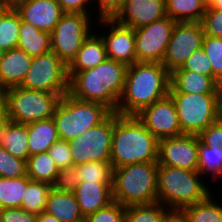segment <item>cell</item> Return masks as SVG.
<instances>
[{
  "instance_id": "1",
  "label": "cell",
  "mask_w": 222,
  "mask_h": 222,
  "mask_svg": "<svg viewBox=\"0 0 222 222\" xmlns=\"http://www.w3.org/2000/svg\"><path fill=\"white\" fill-rule=\"evenodd\" d=\"M170 72L162 63L136 62L127 66L124 89L116 112L136 115L169 94Z\"/></svg>"
},
{
  "instance_id": "2",
  "label": "cell",
  "mask_w": 222,
  "mask_h": 222,
  "mask_svg": "<svg viewBox=\"0 0 222 222\" xmlns=\"http://www.w3.org/2000/svg\"><path fill=\"white\" fill-rule=\"evenodd\" d=\"M159 140L136 115L114 112L111 165L114 168L137 163H158Z\"/></svg>"
},
{
  "instance_id": "3",
  "label": "cell",
  "mask_w": 222,
  "mask_h": 222,
  "mask_svg": "<svg viewBox=\"0 0 222 222\" xmlns=\"http://www.w3.org/2000/svg\"><path fill=\"white\" fill-rule=\"evenodd\" d=\"M206 183L198 171L158 164L157 198L169 210H182L206 199L212 193Z\"/></svg>"
},
{
  "instance_id": "4",
  "label": "cell",
  "mask_w": 222,
  "mask_h": 222,
  "mask_svg": "<svg viewBox=\"0 0 222 222\" xmlns=\"http://www.w3.org/2000/svg\"><path fill=\"white\" fill-rule=\"evenodd\" d=\"M158 163H137L113 169L112 196L124 207L151 204L157 198Z\"/></svg>"
},
{
  "instance_id": "5",
  "label": "cell",
  "mask_w": 222,
  "mask_h": 222,
  "mask_svg": "<svg viewBox=\"0 0 222 222\" xmlns=\"http://www.w3.org/2000/svg\"><path fill=\"white\" fill-rule=\"evenodd\" d=\"M111 113L101 103L79 100L66 93L57 104L53 119L59 139L72 141L103 122Z\"/></svg>"
},
{
  "instance_id": "6",
  "label": "cell",
  "mask_w": 222,
  "mask_h": 222,
  "mask_svg": "<svg viewBox=\"0 0 222 222\" xmlns=\"http://www.w3.org/2000/svg\"><path fill=\"white\" fill-rule=\"evenodd\" d=\"M10 121L28 124L53 118L60 94L30 90L21 86L3 91Z\"/></svg>"
},
{
  "instance_id": "7",
  "label": "cell",
  "mask_w": 222,
  "mask_h": 222,
  "mask_svg": "<svg viewBox=\"0 0 222 222\" xmlns=\"http://www.w3.org/2000/svg\"><path fill=\"white\" fill-rule=\"evenodd\" d=\"M183 134L199 135L219 119L222 95L169 93Z\"/></svg>"
},
{
  "instance_id": "8",
  "label": "cell",
  "mask_w": 222,
  "mask_h": 222,
  "mask_svg": "<svg viewBox=\"0 0 222 222\" xmlns=\"http://www.w3.org/2000/svg\"><path fill=\"white\" fill-rule=\"evenodd\" d=\"M92 16L82 13H64L50 33L51 51L67 66L75 58L82 43L90 36Z\"/></svg>"
},
{
  "instance_id": "9",
  "label": "cell",
  "mask_w": 222,
  "mask_h": 222,
  "mask_svg": "<svg viewBox=\"0 0 222 222\" xmlns=\"http://www.w3.org/2000/svg\"><path fill=\"white\" fill-rule=\"evenodd\" d=\"M21 87L63 96L69 92L68 66L52 51L34 57Z\"/></svg>"
},
{
  "instance_id": "10",
  "label": "cell",
  "mask_w": 222,
  "mask_h": 222,
  "mask_svg": "<svg viewBox=\"0 0 222 222\" xmlns=\"http://www.w3.org/2000/svg\"><path fill=\"white\" fill-rule=\"evenodd\" d=\"M113 130L114 112L100 124L88 129L80 137L69 141L73 165L87 162L111 163Z\"/></svg>"
},
{
  "instance_id": "11",
  "label": "cell",
  "mask_w": 222,
  "mask_h": 222,
  "mask_svg": "<svg viewBox=\"0 0 222 222\" xmlns=\"http://www.w3.org/2000/svg\"><path fill=\"white\" fill-rule=\"evenodd\" d=\"M175 23L166 16L134 29L137 62H162Z\"/></svg>"
},
{
  "instance_id": "12",
  "label": "cell",
  "mask_w": 222,
  "mask_h": 222,
  "mask_svg": "<svg viewBox=\"0 0 222 222\" xmlns=\"http://www.w3.org/2000/svg\"><path fill=\"white\" fill-rule=\"evenodd\" d=\"M204 30L201 22H176L162 64L171 73L203 45Z\"/></svg>"
},
{
  "instance_id": "13",
  "label": "cell",
  "mask_w": 222,
  "mask_h": 222,
  "mask_svg": "<svg viewBox=\"0 0 222 222\" xmlns=\"http://www.w3.org/2000/svg\"><path fill=\"white\" fill-rule=\"evenodd\" d=\"M136 117L158 140L182 135L176 106L169 94L143 108Z\"/></svg>"
},
{
  "instance_id": "14",
  "label": "cell",
  "mask_w": 222,
  "mask_h": 222,
  "mask_svg": "<svg viewBox=\"0 0 222 222\" xmlns=\"http://www.w3.org/2000/svg\"><path fill=\"white\" fill-rule=\"evenodd\" d=\"M69 94L76 99L98 102L116 112L119 100L101 83L100 64L80 72H68Z\"/></svg>"
},
{
  "instance_id": "15",
  "label": "cell",
  "mask_w": 222,
  "mask_h": 222,
  "mask_svg": "<svg viewBox=\"0 0 222 222\" xmlns=\"http://www.w3.org/2000/svg\"><path fill=\"white\" fill-rule=\"evenodd\" d=\"M198 135L183 134L159 140L158 164L198 171Z\"/></svg>"
},
{
  "instance_id": "16",
  "label": "cell",
  "mask_w": 222,
  "mask_h": 222,
  "mask_svg": "<svg viewBox=\"0 0 222 222\" xmlns=\"http://www.w3.org/2000/svg\"><path fill=\"white\" fill-rule=\"evenodd\" d=\"M97 22L100 28L107 27L108 32L104 33L101 30L100 34L104 41L107 58L123 62L127 66L136 63L134 29L118 23L115 19H97Z\"/></svg>"
},
{
  "instance_id": "17",
  "label": "cell",
  "mask_w": 222,
  "mask_h": 222,
  "mask_svg": "<svg viewBox=\"0 0 222 222\" xmlns=\"http://www.w3.org/2000/svg\"><path fill=\"white\" fill-rule=\"evenodd\" d=\"M166 16L165 0H125L123 9L114 19L136 29Z\"/></svg>"
},
{
  "instance_id": "18",
  "label": "cell",
  "mask_w": 222,
  "mask_h": 222,
  "mask_svg": "<svg viewBox=\"0 0 222 222\" xmlns=\"http://www.w3.org/2000/svg\"><path fill=\"white\" fill-rule=\"evenodd\" d=\"M15 9L21 19L37 29L51 33L64 14L57 0H28L18 4Z\"/></svg>"
},
{
  "instance_id": "19",
  "label": "cell",
  "mask_w": 222,
  "mask_h": 222,
  "mask_svg": "<svg viewBox=\"0 0 222 222\" xmlns=\"http://www.w3.org/2000/svg\"><path fill=\"white\" fill-rule=\"evenodd\" d=\"M169 93L222 95L219 82L198 72L175 69L170 73Z\"/></svg>"
},
{
  "instance_id": "20",
  "label": "cell",
  "mask_w": 222,
  "mask_h": 222,
  "mask_svg": "<svg viewBox=\"0 0 222 222\" xmlns=\"http://www.w3.org/2000/svg\"><path fill=\"white\" fill-rule=\"evenodd\" d=\"M74 195L85 218L113 202L112 182H80Z\"/></svg>"
},
{
  "instance_id": "21",
  "label": "cell",
  "mask_w": 222,
  "mask_h": 222,
  "mask_svg": "<svg viewBox=\"0 0 222 222\" xmlns=\"http://www.w3.org/2000/svg\"><path fill=\"white\" fill-rule=\"evenodd\" d=\"M32 59L26 52L18 48L5 51L0 61V88L2 91L22 85Z\"/></svg>"
},
{
  "instance_id": "22",
  "label": "cell",
  "mask_w": 222,
  "mask_h": 222,
  "mask_svg": "<svg viewBox=\"0 0 222 222\" xmlns=\"http://www.w3.org/2000/svg\"><path fill=\"white\" fill-rule=\"evenodd\" d=\"M99 34L100 31L98 29L96 33L94 30L82 43L75 58L68 65V72H80L92 69L107 58L104 41Z\"/></svg>"
},
{
  "instance_id": "23",
  "label": "cell",
  "mask_w": 222,
  "mask_h": 222,
  "mask_svg": "<svg viewBox=\"0 0 222 222\" xmlns=\"http://www.w3.org/2000/svg\"><path fill=\"white\" fill-rule=\"evenodd\" d=\"M46 213L55 216L60 222H84L74 193L51 189L45 206Z\"/></svg>"
},
{
  "instance_id": "24",
  "label": "cell",
  "mask_w": 222,
  "mask_h": 222,
  "mask_svg": "<svg viewBox=\"0 0 222 222\" xmlns=\"http://www.w3.org/2000/svg\"><path fill=\"white\" fill-rule=\"evenodd\" d=\"M29 156L47 152L59 140L53 118L33 121L27 124Z\"/></svg>"
},
{
  "instance_id": "25",
  "label": "cell",
  "mask_w": 222,
  "mask_h": 222,
  "mask_svg": "<svg viewBox=\"0 0 222 222\" xmlns=\"http://www.w3.org/2000/svg\"><path fill=\"white\" fill-rule=\"evenodd\" d=\"M27 124L9 121L0 133V146L16 158H29Z\"/></svg>"
},
{
  "instance_id": "26",
  "label": "cell",
  "mask_w": 222,
  "mask_h": 222,
  "mask_svg": "<svg viewBox=\"0 0 222 222\" xmlns=\"http://www.w3.org/2000/svg\"><path fill=\"white\" fill-rule=\"evenodd\" d=\"M17 48L32 58L51 51L50 33L37 29L21 19Z\"/></svg>"
},
{
  "instance_id": "27",
  "label": "cell",
  "mask_w": 222,
  "mask_h": 222,
  "mask_svg": "<svg viewBox=\"0 0 222 222\" xmlns=\"http://www.w3.org/2000/svg\"><path fill=\"white\" fill-rule=\"evenodd\" d=\"M206 8L203 0H165L166 15L176 22H201Z\"/></svg>"
},
{
  "instance_id": "28",
  "label": "cell",
  "mask_w": 222,
  "mask_h": 222,
  "mask_svg": "<svg viewBox=\"0 0 222 222\" xmlns=\"http://www.w3.org/2000/svg\"><path fill=\"white\" fill-rule=\"evenodd\" d=\"M198 172L205 178L209 175L213 185L222 180V150L220 146H206L199 140L198 146ZM220 179V180H219ZM216 184V185H215Z\"/></svg>"
},
{
  "instance_id": "29",
  "label": "cell",
  "mask_w": 222,
  "mask_h": 222,
  "mask_svg": "<svg viewBox=\"0 0 222 222\" xmlns=\"http://www.w3.org/2000/svg\"><path fill=\"white\" fill-rule=\"evenodd\" d=\"M27 175L31 180L53 185L59 169L48 152L29 156L26 161Z\"/></svg>"
},
{
  "instance_id": "30",
  "label": "cell",
  "mask_w": 222,
  "mask_h": 222,
  "mask_svg": "<svg viewBox=\"0 0 222 222\" xmlns=\"http://www.w3.org/2000/svg\"><path fill=\"white\" fill-rule=\"evenodd\" d=\"M213 198V199H212ZM210 194L206 199L183 208L189 222H222V205Z\"/></svg>"
},
{
  "instance_id": "31",
  "label": "cell",
  "mask_w": 222,
  "mask_h": 222,
  "mask_svg": "<svg viewBox=\"0 0 222 222\" xmlns=\"http://www.w3.org/2000/svg\"><path fill=\"white\" fill-rule=\"evenodd\" d=\"M127 65L123 62L106 58L100 64L101 83L119 100L121 98Z\"/></svg>"
},
{
  "instance_id": "32",
  "label": "cell",
  "mask_w": 222,
  "mask_h": 222,
  "mask_svg": "<svg viewBox=\"0 0 222 222\" xmlns=\"http://www.w3.org/2000/svg\"><path fill=\"white\" fill-rule=\"evenodd\" d=\"M29 180L28 175L18 178L0 177V209L21 208Z\"/></svg>"
},
{
  "instance_id": "33",
  "label": "cell",
  "mask_w": 222,
  "mask_h": 222,
  "mask_svg": "<svg viewBox=\"0 0 222 222\" xmlns=\"http://www.w3.org/2000/svg\"><path fill=\"white\" fill-rule=\"evenodd\" d=\"M20 25V14L9 7L0 18V47L5 51L17 48Z\"/></svg>"
},
{
  "instance_id": "34",
  "label": "cell",
  "mask_w": 222,
  "mask_h": 222,
  "mask_svg": "<svg viewBox=\"0 0 222 222\" xmlns=\"http://www.w3.org/2000/svg\"><path fill=\"white\" fill-rule=\"evenodd\" d=\"M51 189L50 184L30 179L23 194L21 209L34 214L43 213Z\"/></svg>"
},
{
  "instance_id": "35",
  "label": "cell",
  "mask_w": 222,
  "mask_h": 222,
  "mask_svg": "<svg viewBox=\"0 0 222 222\" xmlns=\"http://www.w3.org/2000/svg\"><path fill=\"white\" fill-rule=\"evenodd\" d=\"M169 209L160 202L125 207V222H164Z\"/></svg>"
},
{
  "instance_id": "36",
  "label": "cell",
  "mask_w": 222,
  "mask_h": 222,
  "mask_svg": "<svg viewBox=\"0 0 222 222\" xmlns=\"http://www.w3.org/2000/svg\"><path fill=\"white\" fill-rule=\"evenodd\" d=\"M80 182H112L113 167L111 163L87 162L76 165Z\"/></svg>"
},
{
  "instance_id": "37",
  "label": "cell",
  "mask_w": 222,
  "mask_h": 222,
  "mask_svg": "<svg viewBox=\"0 0 222 222\" xmlns=\"http://www.w3.org/2000/svg\"><path fill=\"white\" fill-rule=\"evenodd\" d=\"M202 47L210 61L212 77L220 83L222 81V38L205 35Z\"/></svg>"
},
{
  "instance_id": "38",
  "label": "cell",
  "mask_w": 222,
  "mask_h": 222,
  "mask_svg": "<svg viewBox=\"0 0 222 222\" xmlns=\"http://www.w3.org/2000/svg\"><path fill=\"white\" fill-rule=\"evenodd\" d=\"M27 175L26 161L12 156L0 146V177L18 178Z\"/></svg>"
},
{
  "instance_id": "39",
  "label": "cell",
  "mask_w": 222,
  "mask_h": 222,
  "mask_svg": "<svg viewBox=\"0 0 222 222\" xmlns=\"http://www.w3.org/2000/svg\"><path fill=\"white\" fill-rule=\"evenodd\" d=\"M84 222H125V207L113 201L84 218Z\"/></svg>"
},
{
  "instance_id": "40",
  "label": "cell",
  "mask_w": 222,
  "mask_h": 222,
  "mask_svg": "<svg viewBox=\"0 0 222 222\" xmlns=\"http://www.w3.org/2000/svg\"><path fill=\"white\" fill-rule=\"evenodd\" d=\"M79 183L77 167L73 165L59 169L52 188L61 192L74 193Z\"/></svg>"
},
{
  "instance_id": "41",
  "label": "cell",
  "mask_w": 222,
  "mask_h": 222,
  "mask_svg": "<svg viewBox=\"0 0 222 222\" xmlns=\"http://www.w3.org/2000/svg\"><path fill=\"white\" fill-rule=\"evenodd\" d=\"M177 69H184L212 77V67L203 47L195 50L192 55Z\"/></svg>"
},
{
  "instance_id": "42",
  "label": "cell",
  "mask_w": 222,
  "mask_h": 222,
  "mask_svg": "<svg viewBox=\"0 0 222 222\" xmlns=\"http://www.w3.org/2000/svg\"><path fill=\"white\" fill-rule=\"evenodd\" d=\"M47 152L58 169L73 166L69 141L59 139L48 149Z\"/></svg>"
},
{
  "instance_id": "43",
  "label": "cell",
  "mask_w": 222,
  "mask_h": 222,
  "mask_svg": "<svg viewBox=\"0 0 222 222\" xmlns=\"http://www.w3.org/2000/svg\"><path fill=\"white\" fill-rule=\"evenodd\" d=\"M201 24L205 35L222 38V10L206 9Z\"/></svg>"
},
{
  "instance_id": "44",
  "label": "cell",
  "mask_w": 222,
  "mask_h": 222,
  "mask_svg": "<svg viewBox=\"0 0 222 222\" xmlns=\"http://www.w3.org/2000/svg\"><path fill=\"white\" fill-rule=\"evenodd\" d=\"M96 2V4H94ZM125 0H93V6L98 13L96 19H114L123 9Z\"/></svg>"
},
{
  "instance_id": "45",
  "label": "cell",
  "mask_w": 222,
  "mask_h": 222,
  "mask_svg": "<svg viewBox=\"0 0 222 222\" xmlns=\"http://www.w3.org/2000/svg\"><path fill=\"white\" fill-rule=\"evenodd\" d=\"M199 140L206 146H220L222 150V121L218 119L199 135Z\"/></svg>"
},
{
  "instance_id": "46",
  "label": "cell",
  "mask_w": 222,
  "mask_h": 222,
  "mask_svg": "<svg viewBox=\"0 0 222 222\" xmlns=\"http://www.w3.org/2000/svg\"><path fill=\"white\" fill-rule=\"evenodd\" d=\"M3 222H36L37 214L30 213L21 208L0 209Z\"/></svg>"
},
{
  "instance_id": "47",
  "label": "cell",
  "mask_w": 222,
  "mask_h": 222,
  "mask_svg": "<svg viewBox=\"0 0 222 222\" xmlns=\"http://www.w3.org/2000/svg\"><path fill=\"white\" fill-rule=\"evenodd\" d=\"M57 2L60 4L61 9L64 13H82L87 15H94L95 12L91 13L92 11H89L92 8L91 7L93 3V0H57Z\"/></svg>"
},
{
  "instance_id": "48",
  "label": "cell",
  "mask_w": 222,
  "mask_h": 222,
  "mask_svg": "<svg viewBox=\"0 0 222 222\" xmlns=\"http://www.w3.org/2000/svg\"><path fill=\"white\" fill-rule=\"evenodd\" d=\"M9 121L10 119L8 116L7 102L4 95L2 94L0 96V133L4 130V127Z\"/></svg>"
},
{
  "instance_id": "49",
  "label": "cell",
  "mask_w": 222,
  "mask_h": 222,
  "mask_svg": "<svg viewBox=\"0 0 222 222\" xmlns=\"http://www.w3.org/2000/svg\"><path fill=\"white\" fill-rule=\"evenodd\" d=\"M164 222H189L181 210H169Z\"/></svg>"
},
{
  "instance_id": "50",
  "label": "cell",
  "mask_w": 222,
  "mask_h": 222,
  "mask_svg": "<svg viewBox=\"0 0 222 222\" xmlns=\"http://www.w3.org/2000/svg\"><path fill=\"white\" fill-rule=\"evenodd\" d=\"M36 222H60L55 216H52L46 212L37 214Z\"/></svg>"
},
{
  "instance_id": "51",
  "label": "cell",
  "mask_w": 222,
  "mask_h": 222,
  "mask_svg": "<svg viewBox=\"0 0 222 222\" xmlns=\"http://www.w3.org/2000/svg\"><path fill=\"white\" fill-rule=\"evenodd\" d=\"M206 9L222 10V0H214Z\"/></svg>"
},
{
  "instance_id": "52",
  "label": "cell",
  "mask_w": 222,
  "mask_h": 222,
  "mask_svg": "<svg viewBox=\"0 0 222 222\" xmlns=\"http://www.w3.org/2000/svg\"><path fill=\"white\" fill-rule=\"evenodd\" d=\"M9 7L10 5L7 0H0V18Z\"/></svg>"
},
{
  "instance_id": "53",
  "label": "cell",
  "mask_w": 222,
  "mask_h": 222,
  "mask_svg": "<svg viewBox=\"0 0 222 222\" xmlns=\"http://www.w3.org/2000/svg\"><path fill=\"white\" fill-rule=\"evenodd\" d=\"M7 1L9 3L10 7L15 8L18 4H21V3L26 2L28 0H7Z\"/></svg>"
},
{
  "instance_id": "54",
  "label": "cell",
  "mask_w": 222,
  "mask_h": 222,
  "mask_svg": "<svg viewBox=\"0 0 222 222\" xmlns=\"http://www.w3.org/2000/svg\"><path fill=\"white\" fill-rule=\"evenodd\" d=\"M219 119L222 121V97H221V101H220V115H219Z\"/></svg>"
},
{
  "instance_id": "55",
  "label": "cell",
  "mask_w": 222,
  "mask_h": 222,
  "mask_svg": "<svg viewBox=\"0 0 222 222\" xmlns=\"http://www.w3.org/2000/svg\"><path fill=\"white\" fill-rule=\"evenodd\" d=\"M5 50L0 47V61L3 58Z\"/></svg>"
},
{
  "instance_id": "56",
  "label": "cell",
  "mask_w": 222,
  "mask_h": 222,
  "mask_svg": "<svg viewBox=\"0 0 222 222\" xmlns=\"http://www.w3.org/2000/svg\"><path fill=\"white\" fill-rule=\"evenodd\" d=\"M206 6L208 7L214 0H203Z\"/></svg>"
},
{
  "instance_id": "57",
  "label": "cell",
  "mask_w": 222,
  "mask_h": 222,
  "mask_svg": "<svg viewBox=\"0 0 222 222\" xmlns=\"http://www.w3.org/2000/svg\"><path fill=\"white\" fill-rule=\"evenodd\" d=\"M220 90L222 91V81L219 83Z\"/></svg>"
},
{
  "instance_id": "58",
  "label": "cell",
  "mask_w": 222,
  "mask_h": 222,
  "mask_svg": "<svg viewBox=\"0 0 222 222\" xmlns=\"http://www.w3.org/2000/svg\"><path fill=\"white\" fill-rule=\"evenodd\" d=\"M3 94V91L1 90V88H0V96Z\"/></svg>"
}]
</instances>
